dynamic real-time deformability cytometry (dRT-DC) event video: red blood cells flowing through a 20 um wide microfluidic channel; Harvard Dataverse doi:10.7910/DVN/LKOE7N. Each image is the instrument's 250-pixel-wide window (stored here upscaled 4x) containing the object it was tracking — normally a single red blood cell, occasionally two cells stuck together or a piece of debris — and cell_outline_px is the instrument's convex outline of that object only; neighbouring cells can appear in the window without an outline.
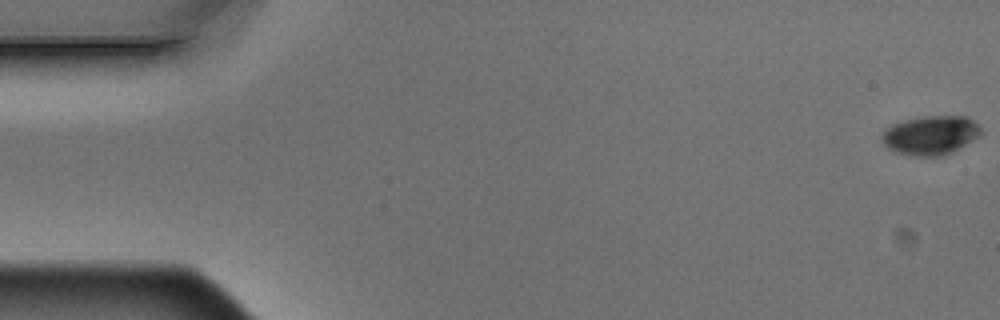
{"species": "Egyptian fruit bat (a non-hibernating species)", "species_latin": "Rousettus aegyptiacus", "temperature_condition": "warm", "stored_images_in_passage": 6, "camera_frame_rate_fps": 3000, "um_per_image_px": 0.085, "animal": {"sex": "male"}, "frame": {"image": 1, "passage_image": 1, "time_ms": 0.0, "image_size_px": [1000, 320], "cell_outline_px": [[984, 132], [980, 136], [940, 156], [912, 156], [896, 152], [888, 148], [884, 144], [880, 136], [892, 124], [904, 120], [924, 116], [964, 116], [972, 120]], "centroid_in_image_um": [79.07, 11.48], "position_along_channel_um": 5.9, "area_um2": 22.2}}
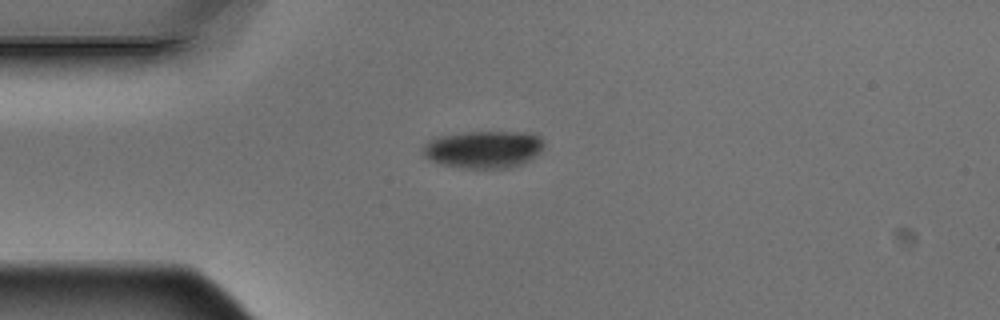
{"frame": {"image": 2, "passage_image": 5, "time_ms": 1.333, "image_size_px": [1000, 320], "cell_outline_px": [[544, 144], [540, 152], [536, 156], [520, 164], [508, 168], [464, 168], [440, 164], [428, 160], [420, 152], [424, 144], [428, 140], [436, 136], [464, 132], [524, 132], [540, 136]], "centroid_in_image_um": [41.04, 12.69], "position_along_channel_um": 44.0, "area_um2": 26.65}}